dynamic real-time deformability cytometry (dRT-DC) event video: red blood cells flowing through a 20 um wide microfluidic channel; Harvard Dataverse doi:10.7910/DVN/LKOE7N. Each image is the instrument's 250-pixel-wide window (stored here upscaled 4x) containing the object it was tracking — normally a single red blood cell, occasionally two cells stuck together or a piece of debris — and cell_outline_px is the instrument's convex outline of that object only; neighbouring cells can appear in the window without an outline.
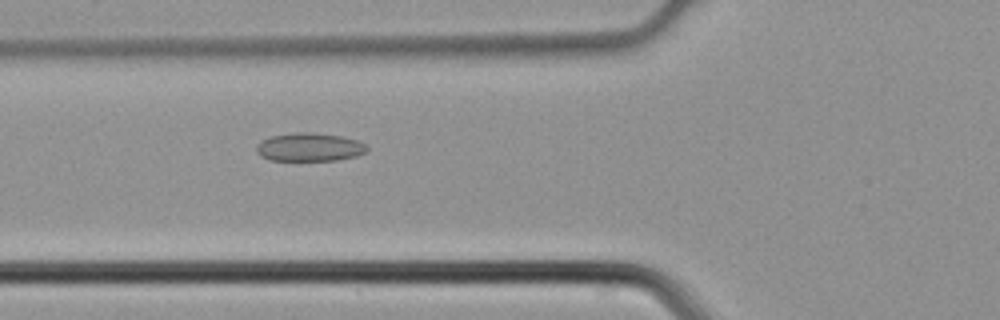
{"species": "common noctule bat (a hibernating species)", "species_latin": "Nyctalus noctula", "temperature_condition": "cold", "stored_images_in_passage": 33, "segment_of_instrument_passage": [1, 2], "camera_frame_rate_fps": 3000, "um_per_image_px": 0.085, "animal": {"sex": "male", "body_mass_g": 21.5, "forearm_length_mm": 52.0}, "frame": {"image": 1, "passage_image": 4, "time_ms": 1.0, "image_size_px": [1000, 320], "cell_outline_px": [[368, 148], [364, 152], [356, 156], [336, 160], [268, 160], [260, 156], [256, 152], [256, 144], [260, 140], [272, 136], [296, 132], [308, 132], [340, 136], [356, 140], [364, 144]], "centroid_in_image_um": [26.24, 12.51], "position_along_channel_um": 99.6, "area_um2": 18.15}}
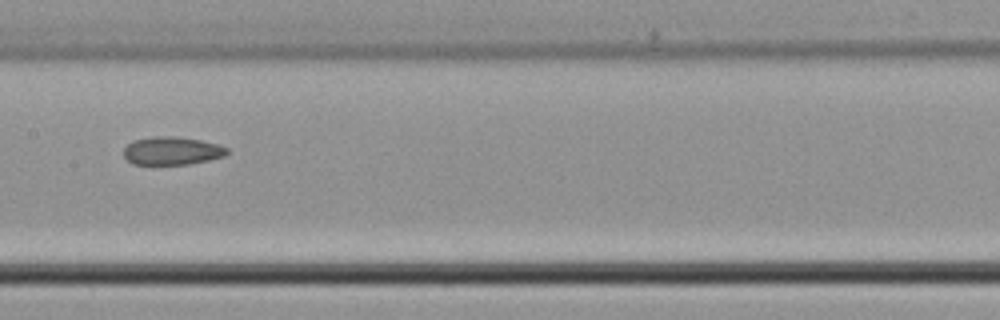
{"frame": {"image": 2, "passage_image": 10, "time_ms": 3.0, "image_size_px": [1000, 320], "cell_outline_px": [[228, 152], [224, 156], [208, 160], [188, 164], [132, 164], [124, 156], [124, 148], [128, 144], [136, 140], [152, 136], [176, 136], [200, 140], [216, 144], [228, 148]], "centroid_in_image_um": [14.61, 12.81], "position_along_channel_um": 192.8, "area_um2": 16.76}}
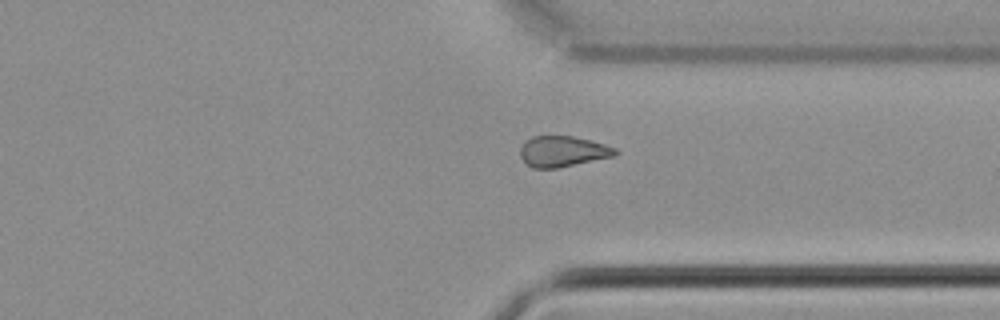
{"frame": {"image": 3, "passage_image": 21, "time_ms": 6.667, "image_size_px": [1000, 320], "cell_outline_px": [[620, 152], [616, 156], [556, 168], [532, 168], [520, 156], [520, 148], [524, 140], [532, 136], [572, 136], [604, 144], [616, 148]], "centroid_in_image_um": [47.84, 12.86], "position_along_channel_um": 363.6, "area_um2": 17.05}}